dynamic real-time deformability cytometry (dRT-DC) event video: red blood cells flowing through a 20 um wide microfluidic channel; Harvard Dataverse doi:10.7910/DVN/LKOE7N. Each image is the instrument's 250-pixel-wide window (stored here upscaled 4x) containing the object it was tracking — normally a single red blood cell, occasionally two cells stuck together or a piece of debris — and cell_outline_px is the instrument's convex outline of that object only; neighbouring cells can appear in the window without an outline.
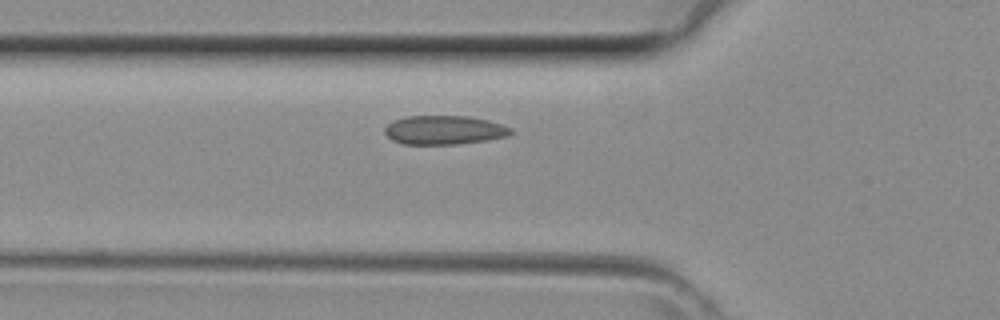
{"species": "common noctule bat (a hibernating species)", "species_latin": "Nyctalus noctula", "temperature_condition": "room temperature", "stored_images_in_passage": 28, "camera_frame_rate_fps": 3000, "um_per_image_px": 0.085, "animal": {"sex": "female", "body_mass_g": 29.2, "forearm_length_mm": 56.3}, "frame": {"image": 1, "passage_image": 6, "time_ms": 1.667, "image_size_px": [1000, 320], "cell_outline_px": [[516, 132], [508, 136], [484, 140], [456, 144], [404, 144], [392, 140], [384, 132], [384, 128], [392, 120], [408, 116], [468, 116], [488, 120], [512, 128]], "centroid_in_image_um": [37.76, 11.05], "position_along_channel_um": 88.0, "area_um2": 21.27}}
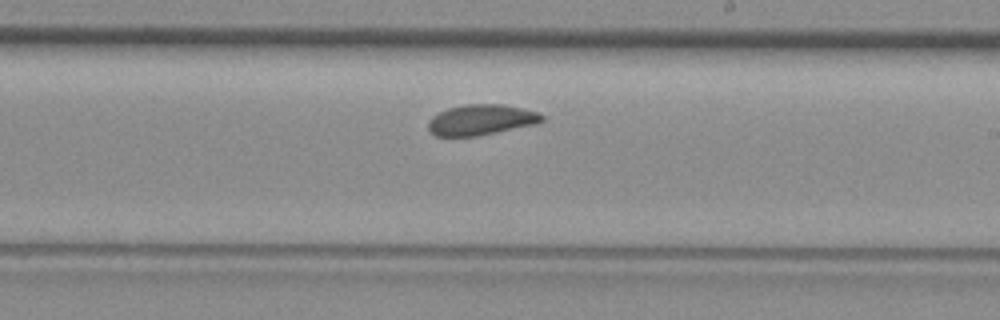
{"frame": {"image": 2, "passage_image": 16, "time_ms": 5.0, "image_size_px": [1000, 320], "cell_outline_px": [[544, 120], [536, 124], [476, 136], [436, 136], [428, 128], [428, 120], [432, 116], [448, 108], [468, 104], [504, 104], [536, 112], [544, 116]], "centroid_in_image_um": [40.88, 10.18], "position_along_channel_um": 248.1, "area_um2": 20.06}}
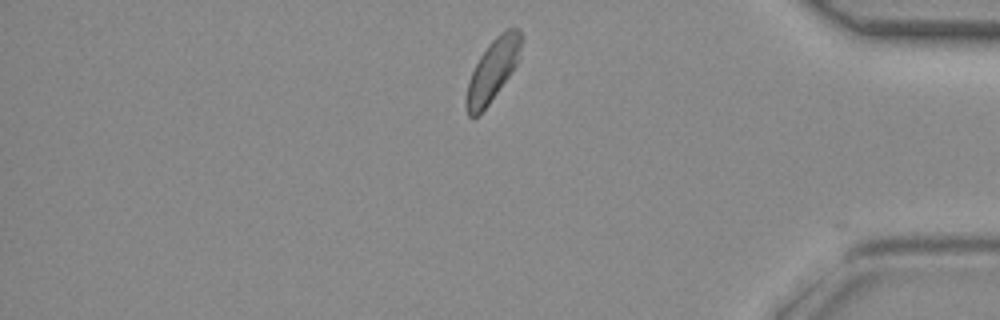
{"frame": {"image": 3, "passage_image": 27, "time_ms": 8.667, "image_size_px": [1000, 320], "cell_outline_px": [[524, 36], [520, 60], [512, 72], [480, 116], [468, 116], [464, 104], [464, 100], [468, 80], [480, 56], [488, 44], [500, 32], [508, 28], [520, 28]], "centroid_in_image_um": [41.91, 5.95], "position_along_channel_um": 393.3, "area_um2": 20.4}}